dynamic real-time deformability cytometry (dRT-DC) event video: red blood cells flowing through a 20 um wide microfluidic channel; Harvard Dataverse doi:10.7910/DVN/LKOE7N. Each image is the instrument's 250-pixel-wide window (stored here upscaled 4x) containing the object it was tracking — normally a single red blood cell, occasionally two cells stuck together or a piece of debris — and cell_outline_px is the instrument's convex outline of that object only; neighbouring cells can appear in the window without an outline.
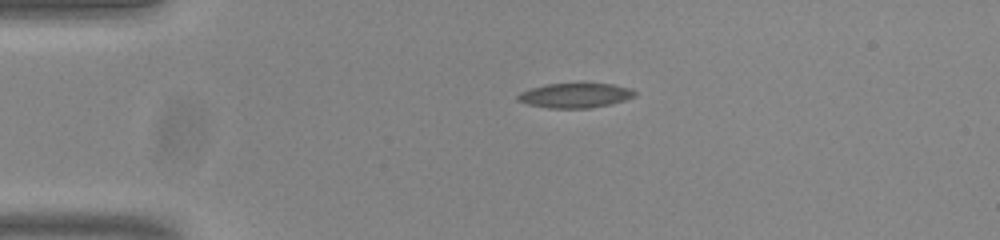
{"species": "common noctule bat (a hibernating species)", "species_latin": "Nyctalus noctula", "temperature_condition": "room temperature", "stored_images_in_passage": 44, "camera_frame_rate_fps": 3000, "um_per_image_px": 0.085, "animal": {"sex": "male", "body_mass_g": 20.0, "forearm_length_mm": 53.3}, "frame": {"image": 1, "passage_image": 1, "time_ms": 0.0, "image_size_px": [1000, 240], "cell_outline_px": [[636, 96], [612, 104], [588, 108], [548, 108], [528, 104], [516, 100], [516, 96], [520, 92], [532, 88], [548, 84], [612, 84], [632, 88], [636, 92]], "centroid_in_image_um": [48.9, 8.12], "position_along_channel_um": 36.1, "area_um2": 16.76}}
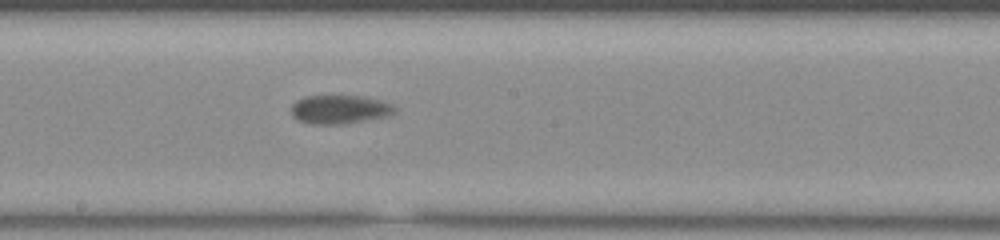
{"frame": {"image": 2, "passage_image": 19, "time_ms": 6.0, "image_size_px": [1000, 240], "cell_outline_px": [[400, 108], [396, 112], [388, 116], [344, 124], [312, 124], [296, 120], [292, 116], [292, 104], [296, 100], [304, 96], [364, 96], [380, 100], [392, 104]], "centroid_in_image_um": [28.9, 9.3], "position_along_channel_um": 219.3, "area_um2": 17.57}}
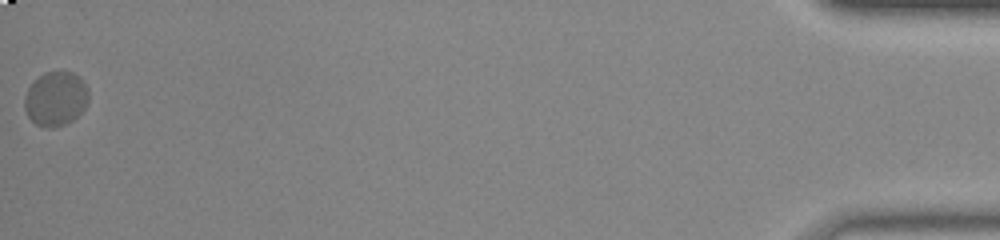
{"frame": {"image": 3, "passage_image": 44, "time_ms": 14.333, "image_size_px": [1000, 240], "cell_outline_px": [[88, 100], [84, 108], [72, 120], [64, 124], [52, 128], [44, 128], [36, 124], [28, 116], [24, 108], [24, 96], [28, 88], [44, 72], [72, 72], [80, 76], [88, 88]], "centroid_in_image_um": [4.73, 8.39], "position_along_channel_um": 430.5, "area_um2": 20.23}, "authors_computed_cell_mechanics": {"area_um2": 17.9469, "velocity_mm_per_s": 3.7151, "shape_relaxation_time_tau1_ms": 3.9315, "shape_relaxation_time_tau2_ms": null, "deformation_change_tau1": 0.1094, "deformation_change_tau2": null}}